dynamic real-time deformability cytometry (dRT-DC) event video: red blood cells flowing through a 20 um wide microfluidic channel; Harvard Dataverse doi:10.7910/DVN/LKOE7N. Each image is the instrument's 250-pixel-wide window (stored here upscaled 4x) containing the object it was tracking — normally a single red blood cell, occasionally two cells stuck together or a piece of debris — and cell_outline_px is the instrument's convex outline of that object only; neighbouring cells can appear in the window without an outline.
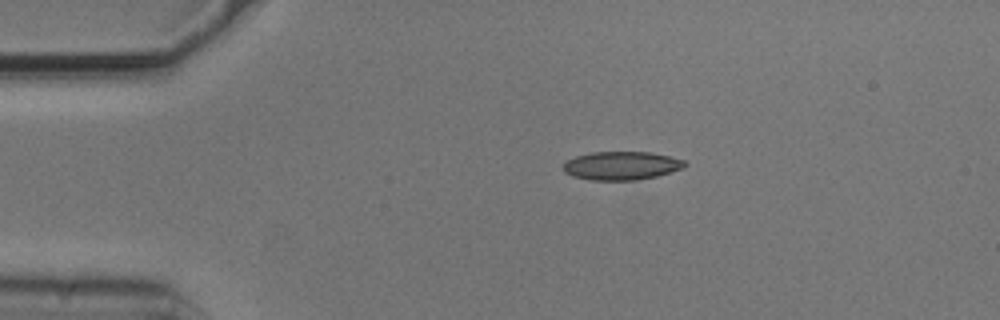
{"species": "common noctule bat (a hibernating species)", "species_latin": "Nyctalus noctula", "temperature_condition": "cold", "stored_images_in_passage": 37, "camera_frame_rate_fps": 3000, "um_per_image_px": 0.085, "animal": {"sex": "male", "body_mass_g": 20.5, "forearm_length_mm": 52.5}, "frame": {"image": 1, "passage_image": 1, "time_ms": 0.0, "image_size_px": [1000, 320], "cell_outline_px": [[688, 164], [684, 168], [656, 176], [636, 180], [592, 180], [572, 176], [564, 172], [560, 168], [568, 160], [576, 156], [592, 152], [648, 152], [668, 156], [684, 160]], "centroid_in_image_um": [52.81, 14.08], "position_along_channel_um": 32.2, "area_um2": 20.11}}
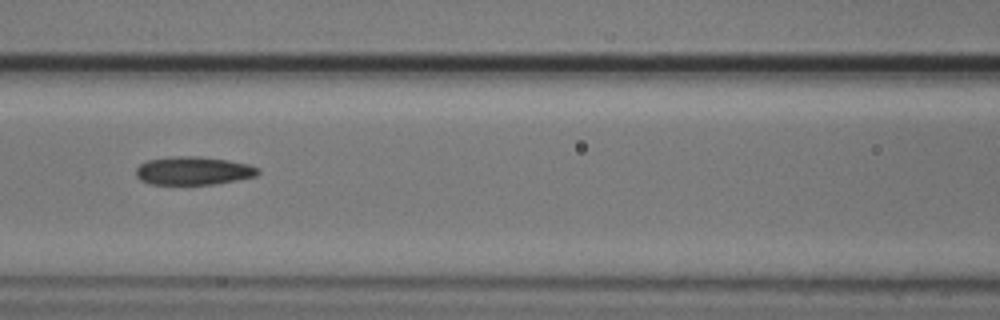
{"frame": {"image": 2, "passage_image": 14, "time_ms": 4.333, "image_size_px": [1000, 320], "cell_outline_px": [[260, 172], [256, 176], [236, 180], [212, 184], [152, 184], [140, 180], [136, 176], [136, 168], [140, 164], [148, 160], [168, 156], [200, 156], [228, 160], [248, 164], [260, 168]], "centroid_in_image_um": [16.43, 14.5], "position_along_channel_um": 150.2, "area_um2": 20.17}}
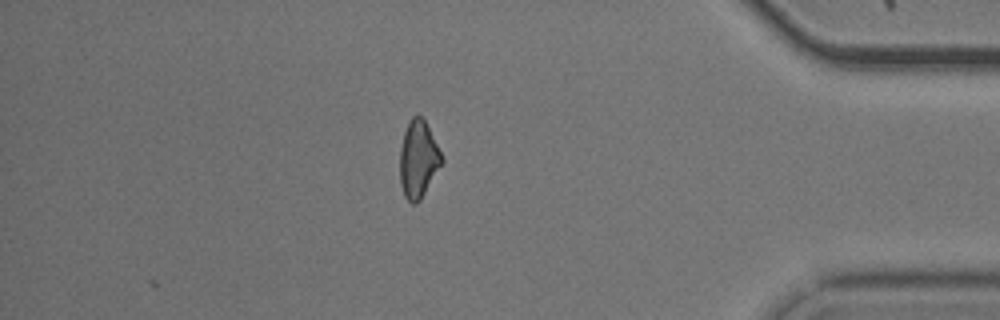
{"frame": {"image": 3, "passage_image": 37, "time_ms": 12.0, "image_size_px": [1000, 320], "cell_outline_px": [[444, 160], [420, 200], [416, 204], [412, 204], [404, 196], [400, 184], [400, 148], [404, 132], [412, 116], [420, 116], [424, 120]], "centroid_in_image_um": [35.53, 13.58], "position_along_channel_um": 399.7, "area_um2": 18.44}, "authors_computed_cell_mechanics": {"area_um2": 19.9988, "velocity_mm_per_s": 3.7227, "shape_relaxation_time_tau1_ms": 9.9115, "shape_relaxation_time_tau2_ms": 3.6966, "deformation_change_tau1": 0.217, "deformation_change_tau2": 0.1236}}